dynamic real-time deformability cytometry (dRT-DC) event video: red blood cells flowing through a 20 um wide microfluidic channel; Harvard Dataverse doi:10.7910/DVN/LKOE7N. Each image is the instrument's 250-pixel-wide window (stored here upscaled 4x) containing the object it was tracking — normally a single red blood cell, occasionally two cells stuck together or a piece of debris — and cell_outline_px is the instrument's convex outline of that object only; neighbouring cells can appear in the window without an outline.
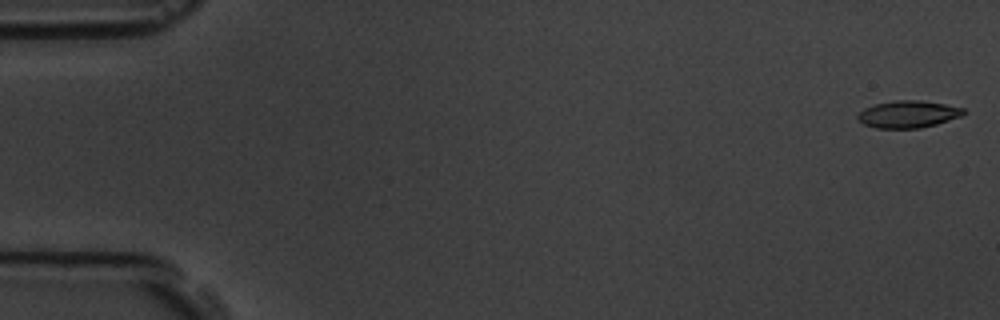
{"species": "common noctule bat (a hibernating species)", "species_latin": "Nyctalus noctula", "temperature_condition": "room temperature", "stored_images_in_passage": 56, "camera_frame_rate_fps": 3000, "um_per_image_px": 0.085, "animal": {"sex": "male", "body_mass_g": 19.5, "forearm_length_mm": 54.6}, "frame": {"image": 1, "passage_image": 1, "time_ms": 0.0, "image_size_px": [1000, 320], "cell_outline_px": [[968, 112], [960, 116], [936, 124], [920, 128], [876, 128], [864, 124], [856, 120], [856, 116], [864, 108], [872, 104], [896, 100], [920, 100], [944, 104], [964, 108]], "centroid_in_image_um": [77.16, 9.7], "position_along_channel_um": 7.8, "area_um2": 16.82}}
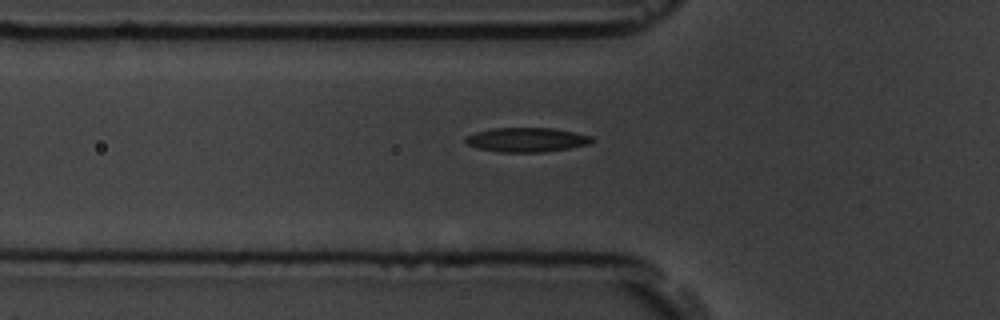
{"frame": {"image": 2, "passage_image": 19, "time_ms": 6.0, "image_size_px": [1000, 320], "cell_outline_px": [[592, 140], [588, 144], [568, 148], [540, 152], [500, 152], [480, 148], [464, 144], [464, 136], [476, 132], [492, 128], [556, 128], [592, 136]], "centroid_in_image_um": [44.71, 11.87], "position_along_channel_um": 81.1, "area_um2": 17.86}}
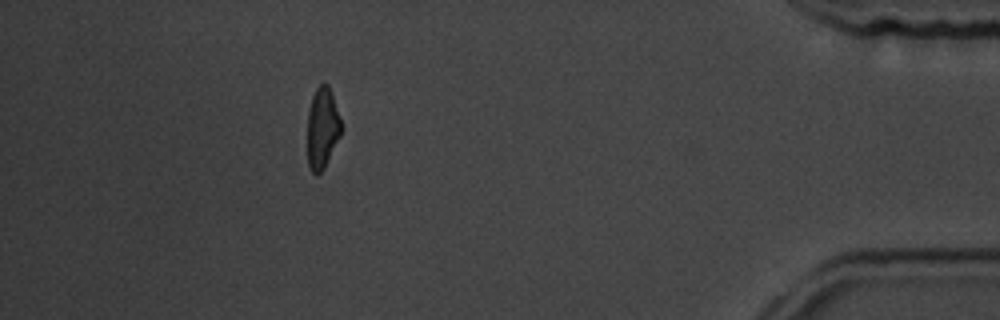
{"frame": {"image": 3, "passage_image": 50, "time_ms": 16.333, "image_size_px": [1000, 320], "cell_outline_px": [[344, 128], [324, 168], [316, 176], [312, 172], [308, 164], [308, 112], [312, 96], [316, 88], [320, 84], [328, 84], [332, 92]], "centroid_in_image_um": [27.42, 10.87], "position_along_channel_um": 407.8, "area_um2": 16.13}, "authors_computed_cell_mechanics": {"area_um2": 17.1666, "velocity_mm_per_s": 3.6702, "shape_relaxation_time_tau1_ms": 3.5614, "shape_relaxation_time_tau2_ms": 3.6558, "deformation_change_tau1": 0.13, "deformation_change_tau2": 0.1125}}